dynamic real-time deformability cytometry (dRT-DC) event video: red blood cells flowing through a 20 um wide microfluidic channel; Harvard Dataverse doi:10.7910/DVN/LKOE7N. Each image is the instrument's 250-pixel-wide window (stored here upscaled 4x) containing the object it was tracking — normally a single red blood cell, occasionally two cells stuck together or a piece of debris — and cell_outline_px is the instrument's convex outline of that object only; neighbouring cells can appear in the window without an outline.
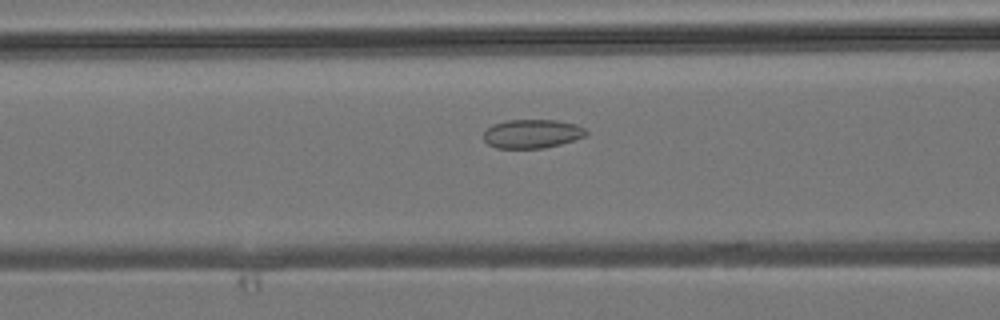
{"species": "common noctule bat (a hibernating species)", "species_latin": "Nyctalus noctula", "temperature_condition": "room temperature", "stored_images_in_passage": 33, "camera_frame_rate_fps": 3000, "um_per_image_px": 0.085, "animal": {"sex": "male", "body_mass_g": 19.2, "forearm_length_mm": 51.8}, "frame": {"image": 1, "passage_image": 5, "time_ms": 1.333, "image_size_px": [1000, 320], "cell_outline_px": [[588, 132], [584, 136], [560, 144], [544, 148], [496, 148], [488, 144], [484, 140], [484, 132], [492, 124], [508, 120], [556, 120], [576, 124], [584, 128]], "centroid_in_image_um": [45.21, 11.36], "position_along_channel_um": 121.4, "area_um2": 17.11}}
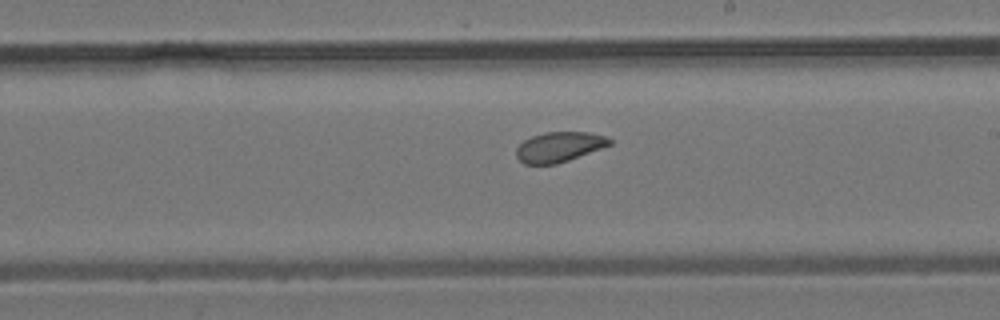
{"frame": {"image": 2, "passage_image": 13, "time_ms": 4.0, "image_size_px": [1000, 320], "cell_outline_px": [[612, 144], [568, 160], [556, 164], [524, 164], [516, 156], [516, 148], [524, 140], [532, 136], [544, 132], [588, 132], [604, 136], [612, 140]], "centroid_in_image_um": [47.51, 12.48], "position_along_channel_um": 241.5, "area_um2": 16.18}}
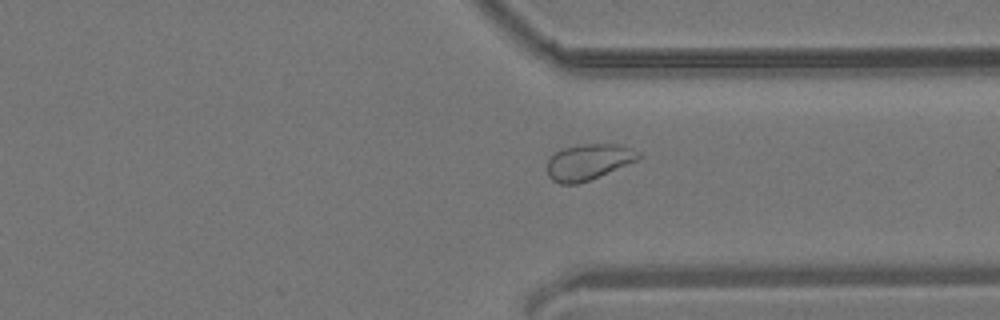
{"frame": {"image": 3, "passage_image": 21, "time_ms": 6.667, "image_size_px": [1000, 320], "cell_outline_px": [[644, 156], [640, 160], [588, 180], [576, 184], [560, 184], [552, 180], [548, 176], [548, 160], [556, 152], [564, 148], [580, 144], [620, 144], [640, 152]], "centroid_in_image_um": [50.07, 13.76], "position_along_channel_um": 361.3, "area_um2": 19.13}}